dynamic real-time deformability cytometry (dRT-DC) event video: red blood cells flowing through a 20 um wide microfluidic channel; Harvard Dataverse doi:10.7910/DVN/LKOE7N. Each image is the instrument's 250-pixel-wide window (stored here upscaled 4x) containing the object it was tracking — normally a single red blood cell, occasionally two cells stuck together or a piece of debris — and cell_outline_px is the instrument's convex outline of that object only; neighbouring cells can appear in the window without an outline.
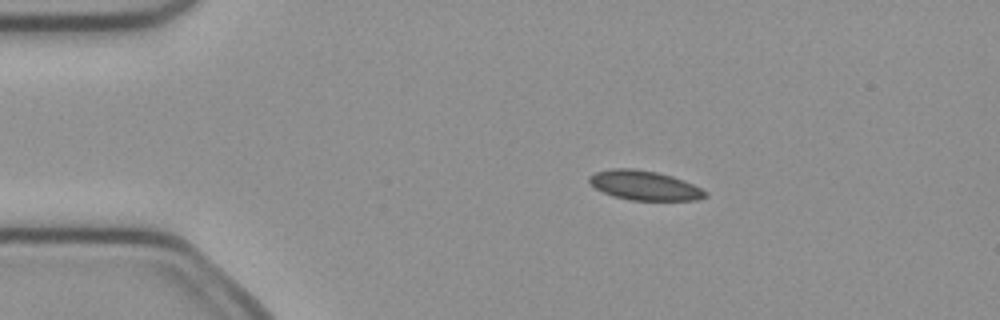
{"species": "common noctule bat (a hibernating species)", "species_latin": "Nyctalus noctula", "temperature_condition": "cold", "stored_images_in_passage": 5, "camera_frame_rate_fps": 3000, "um_per_image_px": 0.085, "animal": {"sex": "female", "body_mass_g": 21.9}, "frame": {"image": 1, "passage_image": 3, "time_ms": 0.667, "image_size_px": [1000, 320], "cell_outline_px": [[708, 196], [696, 200], [628, 200], [612, 196], [596, 188], [588, 180], [588, 176], [596, 172], [612, 168], [632, 168], [656, 172], [672, 176], [692, 184], [708, 192]], "centroid_in_image_um": [54.77, 15.76], "position_along_channel_um": 30.2, "area_um2": 19.83}}
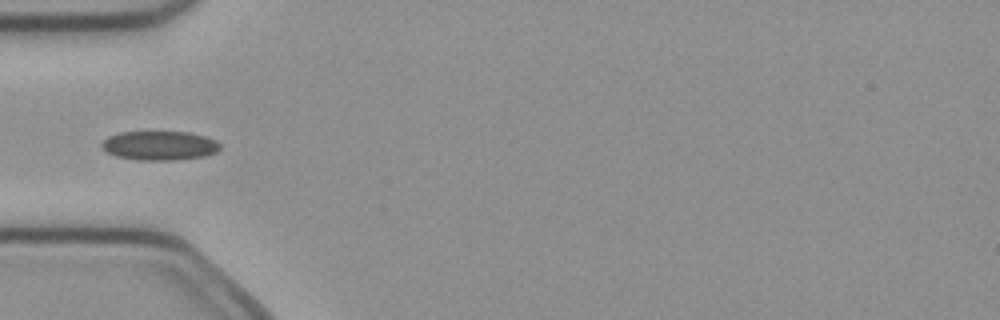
{"frame": {"image": 2, "passage_image": 5, "time_ms": 1.333, "image_size_px": [1000, 320], "cell_outline_px": [[220, 148], [216, 152], [204, 156], [176, 160], [136, 160], [116, 156], [100, 148], [100, 144], [108, 136], [120, 132], [188, 132], [204, 136], [216, 140], [220, 144]], "centroid_in_image_um": [13.54, 12.38], "position_along_channel_um": 71.5, "area_um2": 20.17}}